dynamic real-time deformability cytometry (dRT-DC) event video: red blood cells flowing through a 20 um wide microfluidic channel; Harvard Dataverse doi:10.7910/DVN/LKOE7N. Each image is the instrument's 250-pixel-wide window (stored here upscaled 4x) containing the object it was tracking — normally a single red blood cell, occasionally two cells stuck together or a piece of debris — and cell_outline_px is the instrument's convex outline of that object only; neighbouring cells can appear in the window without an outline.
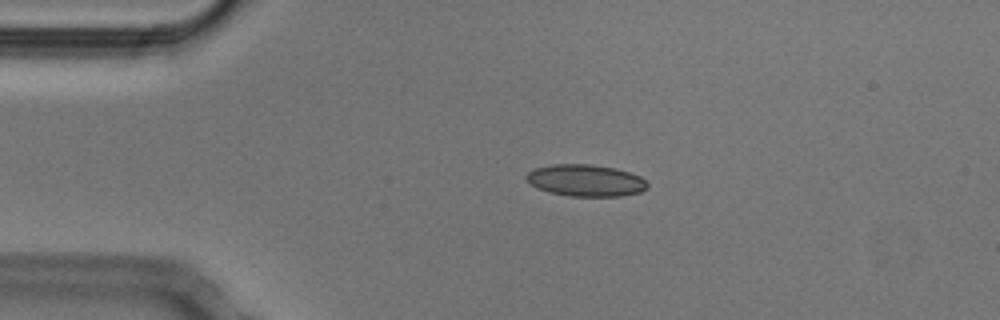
{"species": "Egyptian fruit bat (a non-hibernating species)", "species_latin": "Rousettus aegyptiacus", "temperature_condition": "cold", "stored_images_in_passage": 51, "camera_frame_rate_fps": 3000, "um_per_image_px": 0.085, "animal": {"sex": "male"}, "frame": {"image": 1, "passage_image": 10, "time_ms": 3.0, "image_size_px": [1000, 320], "cell_outline_px": [[648, 188], [640, 192], [620, 196], [568, 196], [548, 192], [536, 188], [524, 176], [528, 172], [536, 168], [552, 164], [588, 164], [616, 168], [640, 176], [648, 184]], "centroid_in_image_um": [49.77, 15.34], "position_along_channel_um": 35.2, "area_um2": 22.43}}
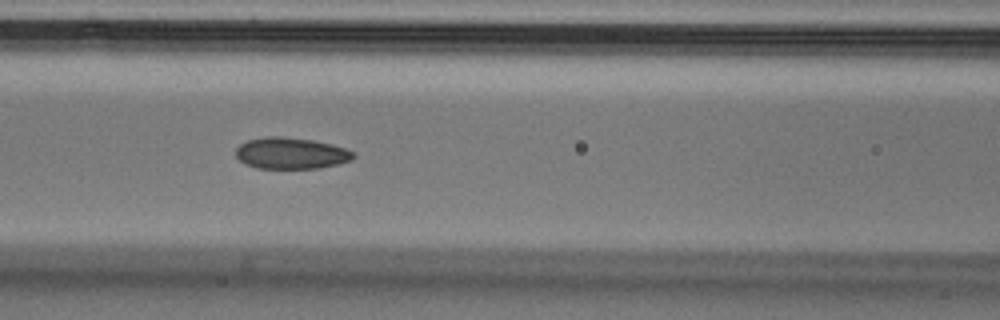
{"frame": {"image": 2, "passage_image": 21, "time_ms": 6.667, "image_size_px": [1000, 320], "cell_outline_px": [[356, 156], [352, 160], [320, 168], [256, 168], [244, 164], [236, 156], [236, 148], [240, 144], [248, 140], [268, 136], [280, 136], [312, 140], [332, 144], [344, 148], [352, 152]], "centroid_in_image_um": [24.71, 13.03], "position_along_channel_um": 141.9, "area_um2": 21.44}}
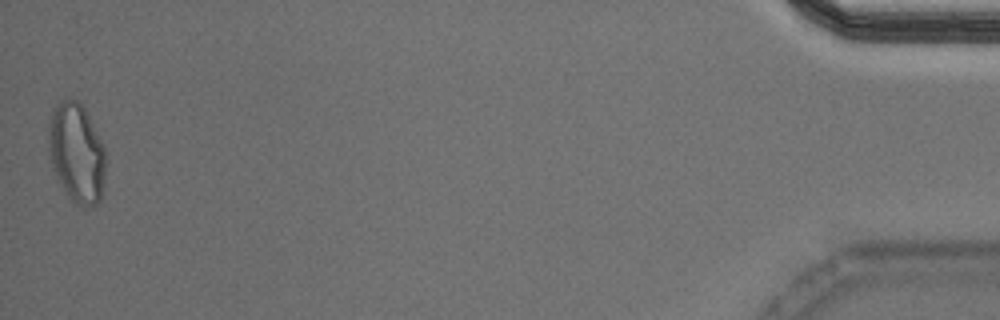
{"frame": {"image": 3, "passage_image": 51, "time_ms": 16.667, "image_size_px": [1000, 320], "cell_outline_px": [[104, 180], [100, 200], [96, 204], [76, 204], [68, 200], [52, 168], [48, 156], [48, 124], [52, 108], [60, 100], [76, 100], [84, 108], [104, 144]], "centroid_in_image_um": [6.46, 12.98], "position_along_channel_um": 428.7, "area_um2": 33.29}, "authors_computed_cell_mechanics": {"area_um2": 22.0796, "velocity_mm_per_s": 3.8054, "shape_relaxation_time_tau1_ms": null, "shape_relaxation_time_tau2_ms": 3.0223, "deformation_change_tau1": null, "deformation_change_tau2": 0.0729}}